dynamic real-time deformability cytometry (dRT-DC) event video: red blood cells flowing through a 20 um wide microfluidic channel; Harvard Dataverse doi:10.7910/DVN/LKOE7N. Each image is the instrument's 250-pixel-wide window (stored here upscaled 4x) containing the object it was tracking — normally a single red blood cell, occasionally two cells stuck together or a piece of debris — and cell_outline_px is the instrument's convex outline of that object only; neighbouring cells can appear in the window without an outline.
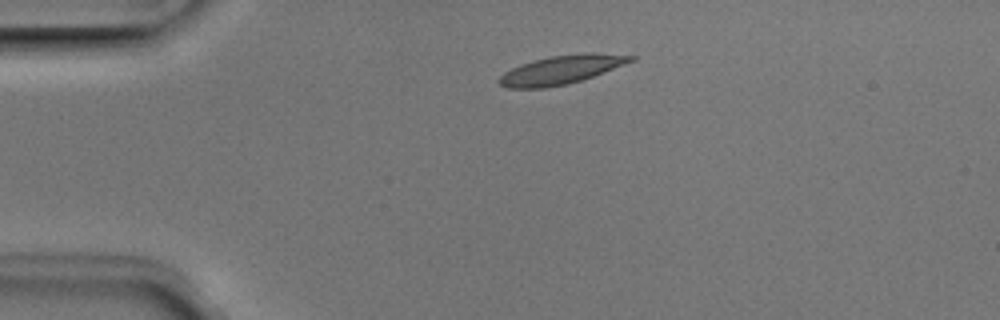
{"species": "Egyptian fruit bat (a non-hibernating species)", "species_latin": "Rousettus aegyptiacus", "temperature_condition": "room temperature", "stored_images_in_passage": 2, "camera_frame_rate_fps": 3000, "um_per_image_px": 0.085, "animal": {"sex": "male"}, "frame": {"image": 1, "passage_image": 1, "time_ms": 0.0, "image_size_px": [1000, 320], "cell_outline_px": [[636, 60], [604, 72], [568, 84], [544, 88], [508, 88], [500, 84], [496, 80], [504, 72], [520, 64], [532, 60], [548, 56], [584, 52], [592, 52], [636, 56]], "centroid_in_image_um": [47.7, 5.91], "position_along_channel_um": 37.3, "area_um2": 22.14}}